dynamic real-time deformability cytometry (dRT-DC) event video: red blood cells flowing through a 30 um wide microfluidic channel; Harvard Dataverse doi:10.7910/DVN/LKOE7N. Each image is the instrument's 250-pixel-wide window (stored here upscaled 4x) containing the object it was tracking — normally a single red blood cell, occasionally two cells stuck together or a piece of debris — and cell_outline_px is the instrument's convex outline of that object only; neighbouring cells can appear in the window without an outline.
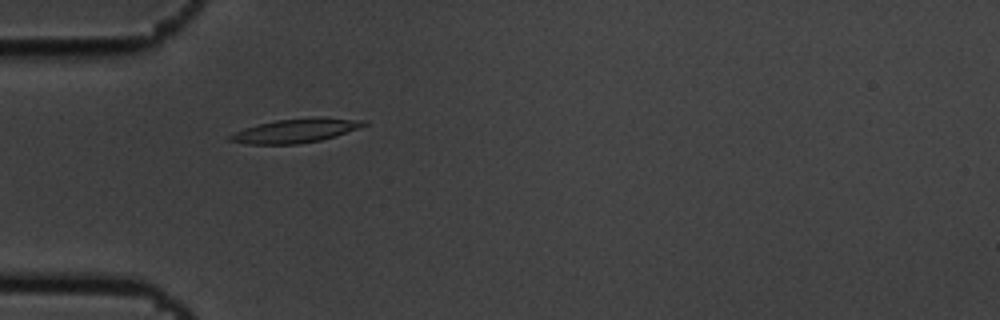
{"species": "common noctule bat (a hibernating species)", "species_latin": "Nyctalus noctula", "temperature_condition": "cold", "stored_images_in_passage": 4, "camera_frame_rate_fps": 3000, "um_per_image_px": 0.085, "animal": {"sex": "male", "body_mass_g": 19.5, "forearm_length_mm": 54.6}, "frame": {"image": 1, "passage_image": 3, "time_ms": 0.667, "image_size_px": [1000, 320], "cell_outline_px": [[368, 124], [360, 128], [336, 136], [320, 140], [296, 144], [248, 144], [228, 140], [228, 136], [244, 128], [276, 120], [320, 116], [368, 120]], "centroid_in_image_um": [25.22, 11.09], "position_along_channel_um": 59.8, "area_um2": 18.84}}
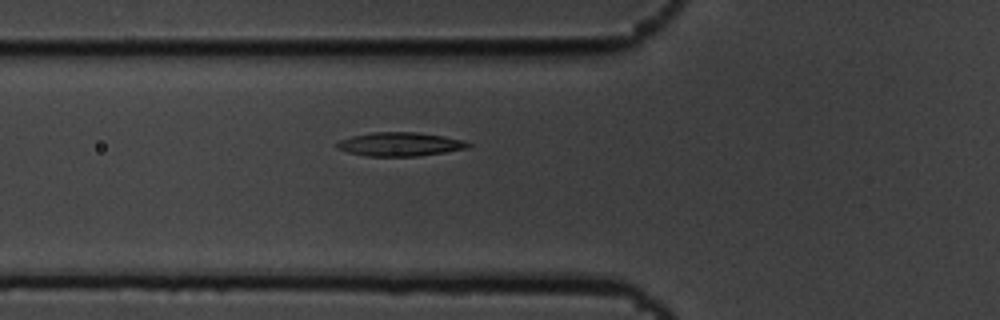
{"frame": {"image": 2, "passage_image": 4, "time_ms": 1.0, "image_size_px": [1000, 320], "cell_outline_px": [[472, 144], [468, 148], [444, 152], [416, 156], [368, 156], [348, 152], [336, 148], [336, 144], [340, 140], [352, 136], [372, 132], [416, 132], [444, 136], [464, 140]], "centroid_in_image_um": [34.01, 12.25], "position_along_channel_um": 91.8, "area_um2": 18.09}}